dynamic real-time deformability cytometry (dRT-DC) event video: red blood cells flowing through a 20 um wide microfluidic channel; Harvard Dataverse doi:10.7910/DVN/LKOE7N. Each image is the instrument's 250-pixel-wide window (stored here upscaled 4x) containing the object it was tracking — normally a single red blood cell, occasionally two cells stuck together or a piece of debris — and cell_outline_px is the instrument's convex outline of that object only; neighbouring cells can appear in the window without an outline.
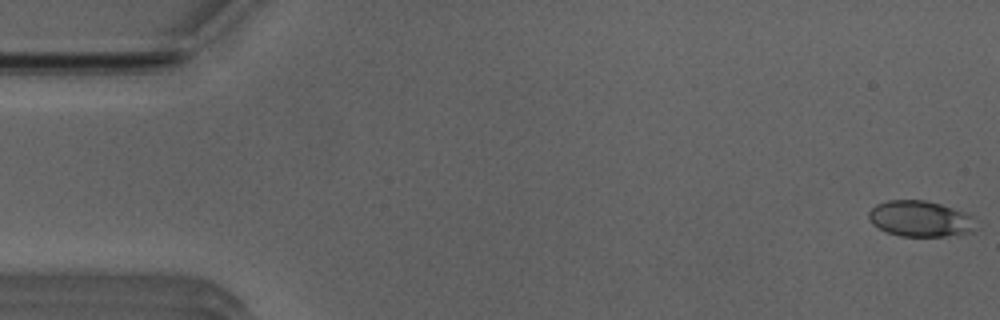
{"species": "Egyptian fruit bat (a non-hibernating species)", "species_latin": "Rousettus aegyptiacus", "temperature_condition": "room temperature", "stored_images_in_passage": 52, "camera_frame_rate_fps": 3000, "um_per_image_px": 0.085, "animal": {"sex": "male"}, "frame": {"image": 1, "passage_image": 1, "time_ms": 0.0, "image_size_px": [1000, 320], "cell_outline_px": [[980, 228], [972, 232], [944, 236], [900, 236], [888, 232], [872, 224], [868, 220], [868, 212], [876, 204], [888, 200], [924, 200], [940, 204], [976, 216]], "centroid_in_image_um": [78.29, 18.6], "position_along_channel_um": 6.7, "area_um2": 22.77}}
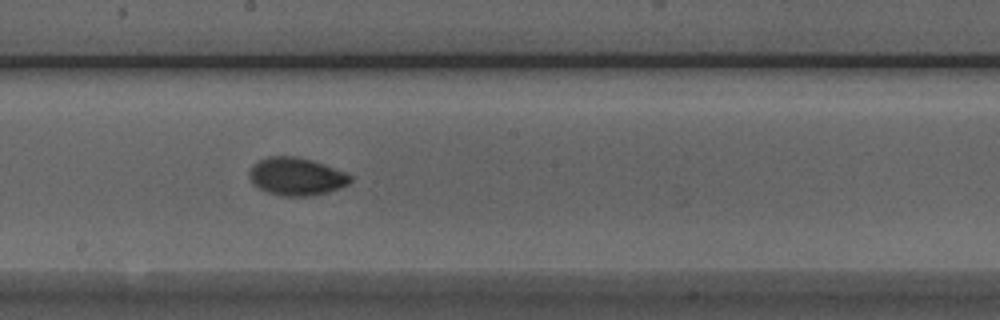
{"frame": {"image": 2, "passage_image": 28, "time_ms": 9.0, "image_size_px": [1000, 320], "cell_outline_px": [[352, 180], [348, 184], [340, 188], [328, 192], [312, 196], [284, 196], [268, 192], [252, 184], [248, 176], [248, 172], [252, 164], [268, 156], [296, 156], [312, 160], [344, 172], [352, 176]], "centroid_in_image_um": [25.16, 15.0], "position_along_channel_um": 223.0, "area_um2": 22.31}}
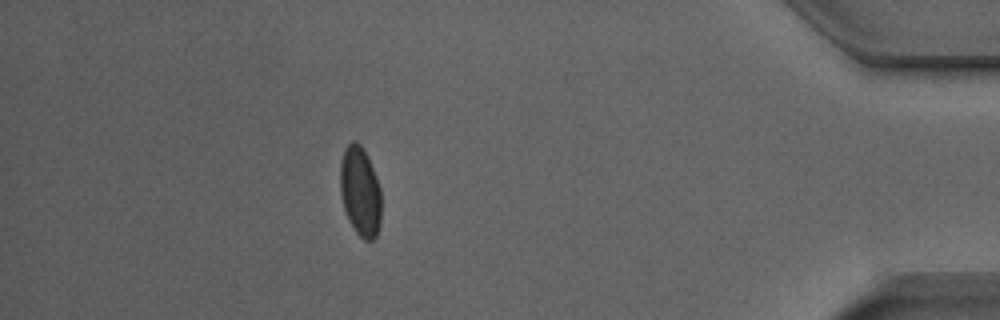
{"frame": {"image": 3, "passage_image": 46, "time_ms": 15.0, "image_size_px": [1000, 320], "cell_outline_px": [[380, 224], [376, 236], [372, 240], [364, 240], [356, 232], [348, 220], [344, 212], [340, 192], [340, 160], [344, 148], [352, 140], [356, 140], [360, 144], [368, 156], [380, 188]], "centroid_in_image_um": [30.59, 16.25], "position_along_channel_um": 404.6, "area_um2": 21.68}, "authors_computed_cell_mechanics": {"area_um2": 21.5594, "velocity_mm_per_s": 3.9082, "shape_relaxation_time_tau1_ms": 3.4159, "shape_relaxation_time_tau2_ms": 1.1117, "deformation_change_tau1": 0.0847, "deformation_change_tau2": 0.0305}}